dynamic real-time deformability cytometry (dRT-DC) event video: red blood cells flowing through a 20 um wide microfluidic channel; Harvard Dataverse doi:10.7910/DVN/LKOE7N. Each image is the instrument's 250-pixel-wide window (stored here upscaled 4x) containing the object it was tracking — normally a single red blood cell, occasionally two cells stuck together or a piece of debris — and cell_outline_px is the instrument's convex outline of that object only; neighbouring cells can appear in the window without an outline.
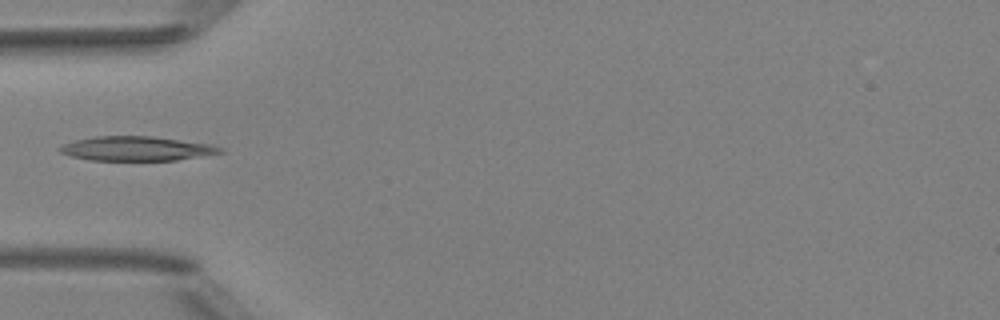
{"species": "Egyptian fruit bat (a non-hibernating species)", "species_latin": "Rousettus aegyptiacus", "temperature_condition": "room temperature", "stored_images_in_passage": 5, "camera_frame_rate_fps": 3000, "um_per_image_px": 0.085, "animal": {"sex": "female"}, "frame": {"image": 1, "passage_image": 5, "time_ms": 4.667, "image_size_px": [1000, 320], "cell_outline_px": [[224, 152], [176, 160], [92, 160], [72, 156], [60, 152], [56, 148], [64, 144], [76, 140], [92, 136], [152, 136], [212, 144], [224, 148]], "centroid_in_image_um": [11.62, 12.62], "position_along_channel_um": 73.4, "area_um2": 22.72}}